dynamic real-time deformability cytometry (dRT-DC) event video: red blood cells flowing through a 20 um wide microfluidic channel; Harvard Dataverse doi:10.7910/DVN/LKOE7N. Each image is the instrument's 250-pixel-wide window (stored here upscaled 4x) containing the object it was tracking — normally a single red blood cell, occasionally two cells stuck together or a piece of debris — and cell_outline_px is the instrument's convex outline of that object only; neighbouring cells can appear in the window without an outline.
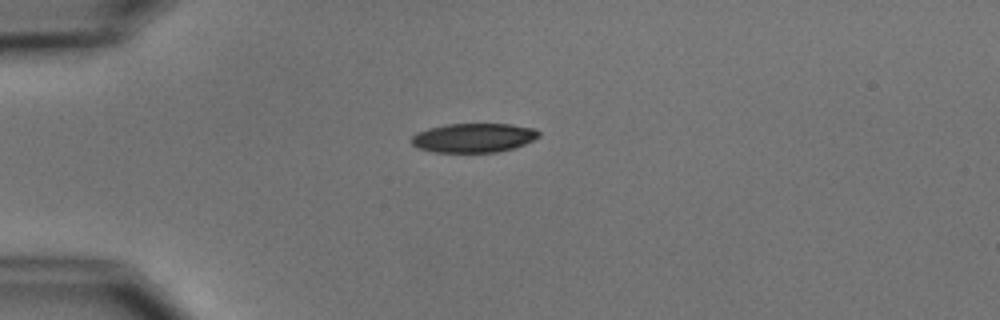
{"species": "common noctule bat (a hibernating species)", "species_latin": "Nyctalus noctula", "temperature_condition": "cold", "stored_images_in_passage": 3, "camera_frame_rate_fps": 3000, "um_per_image_px": 0.085, "animal": {"sex": "male", "body_mass_g": 15.6}, "frame": {"image": 1, "passage_image": 1, "time_ms": 0.0, "image_size_px": [1000, 320], "cell_outline_px": [[540, 136], [524, 144], [512, 148], [496, 152], [432, 152], [420, 148], [412, 144], [408, 140], [416, 132], [428, 128], [448, 124], [512, 124], [536, 128], [540, 132]], "centroid_in_image_um": [40.24, 11.7], "position_along_channel_um": 44.8, "area_um2": 21.73}}